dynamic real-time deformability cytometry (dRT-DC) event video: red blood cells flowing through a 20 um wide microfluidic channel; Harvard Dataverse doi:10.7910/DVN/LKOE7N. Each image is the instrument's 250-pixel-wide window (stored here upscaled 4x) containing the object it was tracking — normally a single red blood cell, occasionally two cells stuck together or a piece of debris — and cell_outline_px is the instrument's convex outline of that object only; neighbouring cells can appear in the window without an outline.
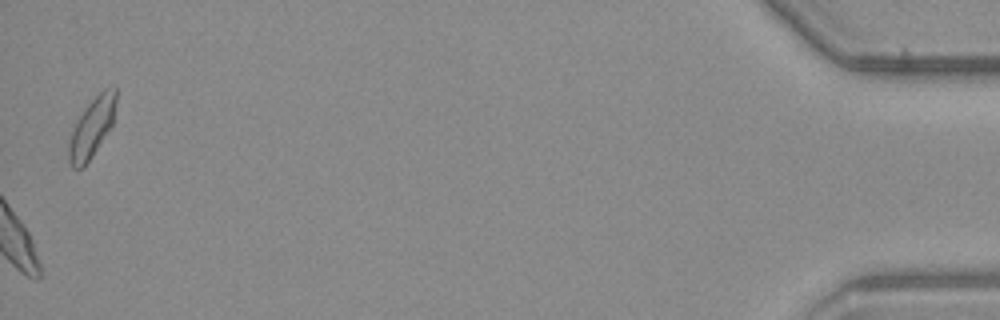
{"species": "common noctule bat (a hibernating species)", "species_latin": "Nyctalus noctula", "temperature_condition": "warm", "stored_images_in_passage": 54, "camera_frame_rate_fps": 3000, "um_per_image_px": 0.085, "animal": {"sex": "male", "body_mass_g": 23.1, "forearm_length_mm": 52.7}, "frame": {"image": 1, "passage_image": 54, "time_ms": 17.667, "image_size_px": [1000, 320], "cell_outline_px": [[116, 104], [112, 128], [92, 156], [80, 168], [72, 168], [68, 160], [68, 148], [72, 128], [76, 120], [88, 104], [104, 88], [116, 88]], "centroid_in_image_um": [7.81, 10.85], "position_along_channel_um": 427.4, "area_um2": 16.36}, "authors_computed_cell_mechanics": {"area_um2": 20.4323, "velocity_mm_per_s": 3.8922, "shape_relaxation_time_tau1_ms": 3.6504, "shape_relaxation_time_tau2_ms": 1.4945, "deformation_change_tau1": 0.1338, "deformation_change_tau2": 0.0871}}